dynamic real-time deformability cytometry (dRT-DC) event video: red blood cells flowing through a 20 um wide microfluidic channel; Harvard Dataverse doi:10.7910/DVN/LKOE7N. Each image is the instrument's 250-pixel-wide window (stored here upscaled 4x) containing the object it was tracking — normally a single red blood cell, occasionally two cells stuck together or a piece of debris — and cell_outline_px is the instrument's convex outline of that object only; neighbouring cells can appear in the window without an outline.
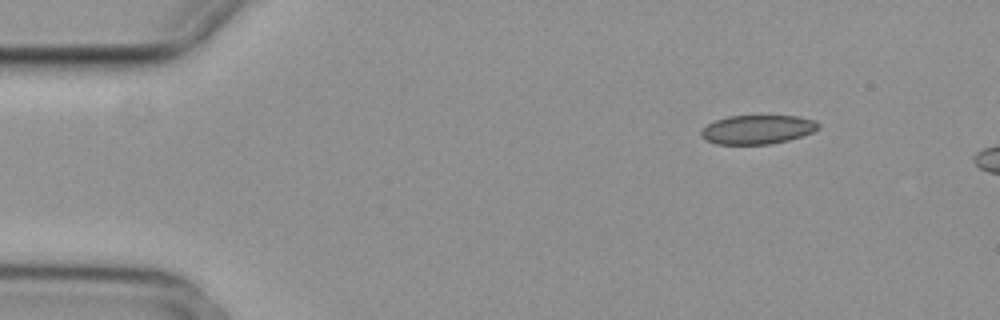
{"species": "common noctule bat (a hibernating species)", "species_latin": "Nyctalus noctula", "temperature_condition": "cold", "stored_images_in_passage": 5, "segment_of_instrument_passage": [2, 2], "camera_frame_rate_fps": 3000, "um_per_image_px": 0.085, "animal": {"sex": "female", "body_mass_g": 29.2, "forearm_length_mm": 56.3}, "frame": {"image": 1, "passage_image": 5, "time_ms": 1.333, "image_size_px": [1000, 320], "cell_outline_px": [[820, 128], [812, 132], [788, 140], [768, 144], [716, 144], [704, 140], [700, 136], [700, 132], [708, 124], [716, 120], [728, 116], [796, 116], [816, 120], [820, 124]], "centroid_in_image_um": [64.38, 11.01], "position_along_channel_um": 20.6, "area_um2": 19.77}}